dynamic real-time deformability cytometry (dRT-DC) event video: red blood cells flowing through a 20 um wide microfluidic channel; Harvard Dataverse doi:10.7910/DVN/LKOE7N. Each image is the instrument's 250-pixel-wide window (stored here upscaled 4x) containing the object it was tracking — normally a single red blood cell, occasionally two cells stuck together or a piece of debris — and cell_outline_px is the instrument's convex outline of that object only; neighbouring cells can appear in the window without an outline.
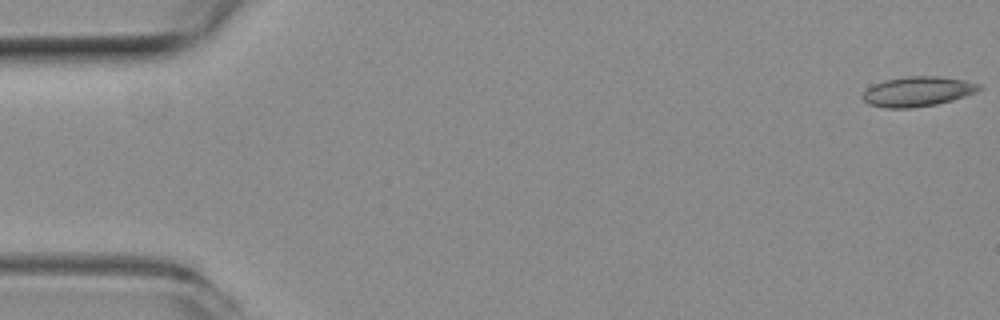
{"species": "common noctule bat (a hibernating species)", "species_latin": "Nyctalus noctula", "temperature_condition": "room temperature", "stored_images_in_passage": 13, "camera_frame_rate_fps": 3000, "um_per_image_px": 0.085, "animal": {"sex": "female", "body_mass_g": 19.3, "forearm_length_mm": 54.1}, "frame": {"image": 1, "passage_image": 1, "time_ms": 0.0, "image_size_px": [1000, 320], "cell_outline_px": [[984, 88], [976, 92], [952, 100], [936, 104], [912, 108], [888, 108], [868, 104], [860, 96], [872, 84], [884, 80], [904, 76], [940, 76], [964, 80], [980, 84]], "centroid_in_image_um": [77.99, 7.77], "position_along_channel_um": 7.0, "area_um2": 20.4}}
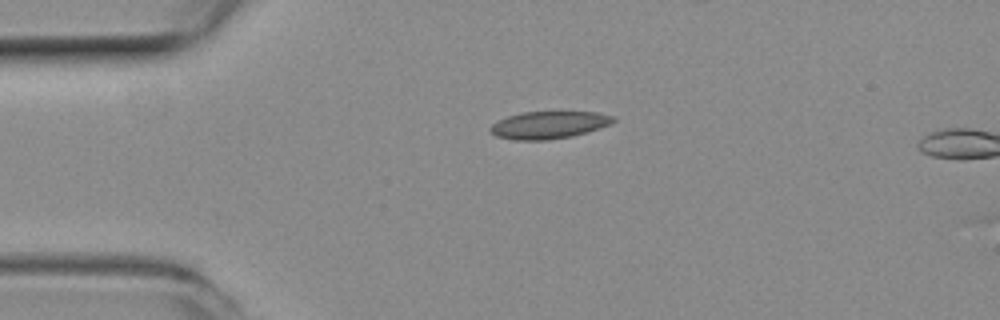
{"frame": {"image": 2, "passage_image": 12, "time_ms": 3.667, "image_size_px": [1000, 320], "cell_outline_px": [[616, 120], [612, 124], [600, 128], [572, 136], [548, 140], [516, 140], [496, 136], [488, 128], [492, 124], [508, 116], [524, 112], [596, 112], [616, 116]], "centroid_in_image_um": [46.69, 10.62], "position_along_channel_um": 38.3, "area_um2": 19.59}}